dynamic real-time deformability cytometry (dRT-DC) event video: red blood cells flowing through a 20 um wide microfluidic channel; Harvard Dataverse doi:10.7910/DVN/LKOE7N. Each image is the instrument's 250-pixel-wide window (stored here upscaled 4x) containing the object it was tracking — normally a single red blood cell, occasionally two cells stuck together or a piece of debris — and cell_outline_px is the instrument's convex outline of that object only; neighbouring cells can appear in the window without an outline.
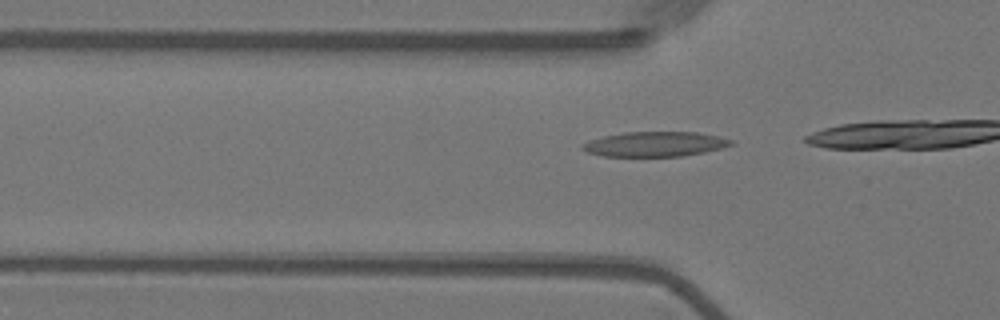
{"species": "Egyptian fruit bat (a non-hibernating species)", "species_latin": "Rousettus aegyptiacus", "temperature_condition": "warm", "stored_images_in_passage": 11, "camera_frame_rate_fps": 3000, "um_per_image_px": 0.085, "animal": {"sex": "female"}, "frame": {"image": 1, "passage_image": 8, "time_ms": 2.333, "image_size_px": [1000, 320], "cell_outline_px": [[732, 144], [720, 148], [704, 152], [680, 156], [604, 156], [588, 152], [580, 148], [580, 144], [588, 140], [604, 136], [624, 132], [696, 132], [716, 136], [732, 140]], "centroid_in_image_um": [55.6, 12.24], "position_along_channel_um": 70.2, "area_um2": 21.33}}